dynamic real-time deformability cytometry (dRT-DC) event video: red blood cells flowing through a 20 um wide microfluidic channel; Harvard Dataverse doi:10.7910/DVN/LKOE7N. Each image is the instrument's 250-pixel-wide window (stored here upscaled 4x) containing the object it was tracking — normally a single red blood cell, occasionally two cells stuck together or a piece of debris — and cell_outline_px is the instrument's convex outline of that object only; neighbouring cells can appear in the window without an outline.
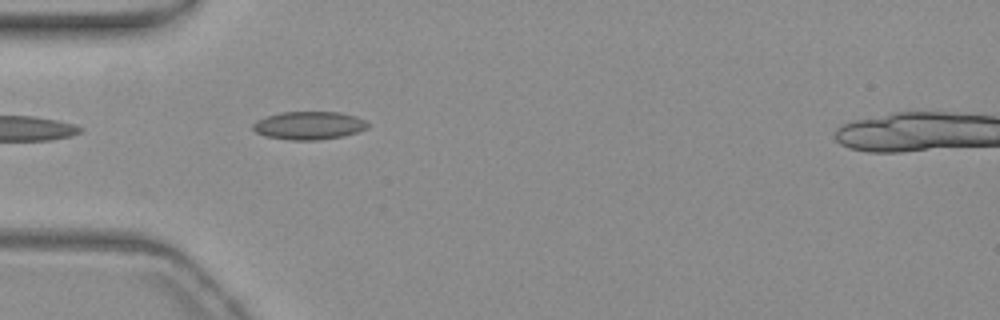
{"species": "common noctule bat (a hibernating species)", "species_latin": "Nyctalus noctula", "temperature_condition": "warm", "stored_images_in_passage": 40, "camera_frame_rate_fps": 3000, "um_per_image_px": 0.085, "animal": {"sex": "female", "body_mass_g": 19.3, "forearm_length_mm": 54.1}, "frame": {"image": 1, "passage_image": 1, "time_ms": 0.0, "image_size_px": [1000, 320], "cell_outline_px": [[368, 128], [344, 136], [316, 140], [292, 140], [264, 136], [256, 132], [252, 128], [252, 124], [256, 120], [280, 112], [340, 112], [356, 116], [364, 120], [368, 124]], "centroid_in_image_um": [26.25, 10.66], "position_along_channel_um": 58.8, "area_um2": 18.79}}
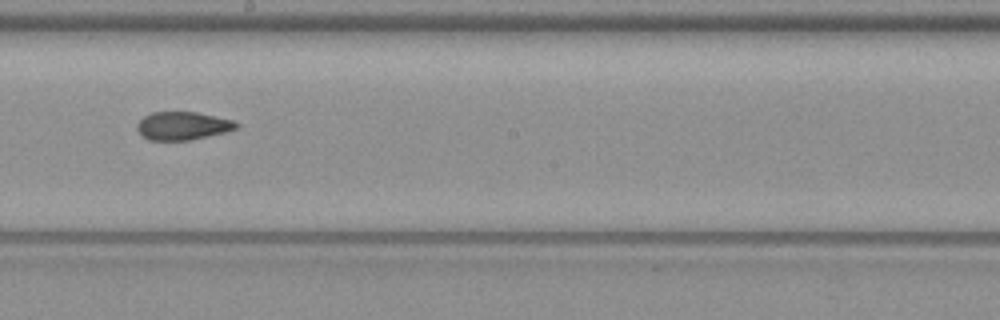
{"frame": {"image": 2, "passage_image": 15, "time_ms": 4.667, "image_size_px": [1000, 320], "cell_outline_px": [[240, 124], [236, 128], [224, 132], [188, 140], [148, 140], [136, 128], [136, 124], [144, 116], [152, 112], [196, 112], [232, 120]], "centroid_in_image_um": [15.5, 10.69], "position_along_channel_um": 232.7, "area_um2": 16.01}}
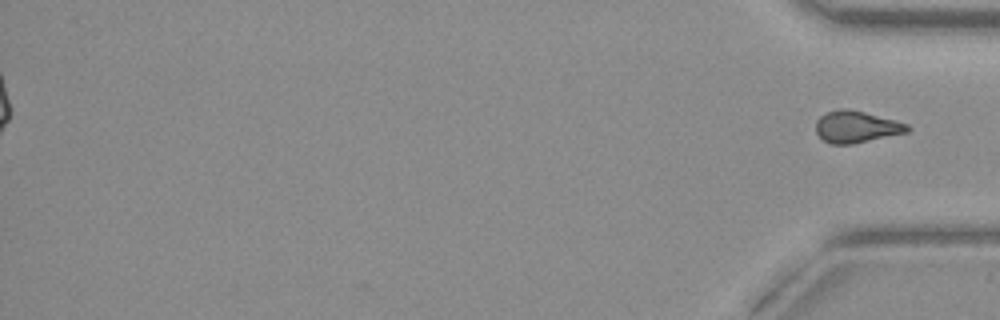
{"frame": {"image": 3, "passage_image": 40, "time_ms": 13.0, "image_size_px": [1000, 320], "cell_outline_px": [[908, 132], [852, 144], [832, 144], [824, 140], [816, 132], [816, 120], [820, 116], [828, 112], [840, 108], [848, 108], [896, 120], [908, 124]], "centroid_in_image_um": [72.78, 10.77], "position_along_channel_um": 362.4, "area_um2": 16.82}}